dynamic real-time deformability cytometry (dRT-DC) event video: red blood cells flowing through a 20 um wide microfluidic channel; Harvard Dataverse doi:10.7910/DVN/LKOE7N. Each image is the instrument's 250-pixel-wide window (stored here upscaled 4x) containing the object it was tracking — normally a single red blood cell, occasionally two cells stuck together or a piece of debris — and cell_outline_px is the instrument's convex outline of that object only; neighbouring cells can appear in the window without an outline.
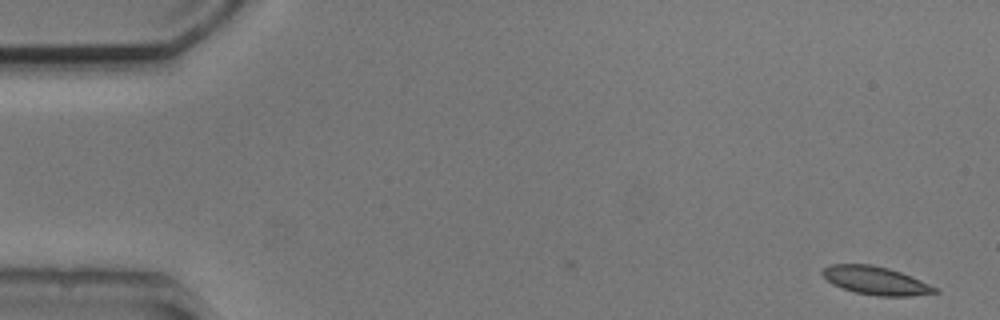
{"species": "common noctule bat (a hibernating species)", "species_latin": "Nyctalus noctula", "temperature_condition": "cold", "stored_images_in_passage": 10, "camera_frame_rate_fps": 3000, "um_per_image_px": 0.085, "animal": {"sex": "male", "body_mass_g": 20.5, "forearm_length_mm": 52.5}, "frame": {"image": 1, "passage_image": 1, "time_ms": 0.0, "image_size_px": [1000, 320], "cell_outline_px": [[940, 292], [912, 296], [876, 296], [856, 292], [832, 284], [820, 272], [824, 268], [832, 264], [872, 264], [888, 268], [912, 276], [940, 288]], "centroid_in_image_um": [74.5, 23.85], "position_along_channel_um": 10.5, "area_um2": 18.55}}
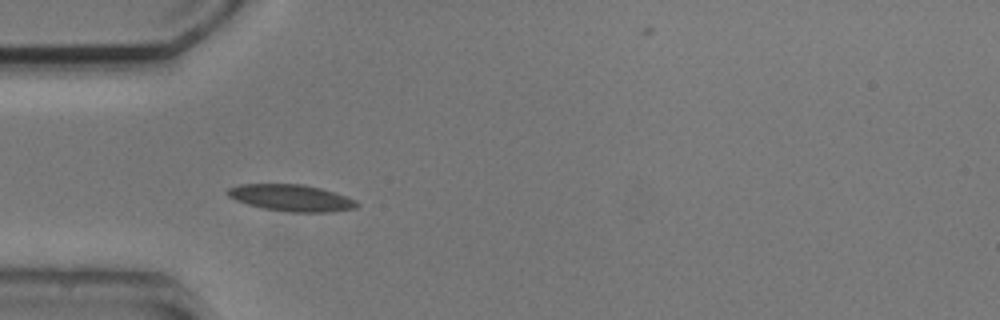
{"frame": {"image": 2, "passage_image": 5, "time_ms": 4.667, "image_size_px": [1000, 320], "cell_outline_px": [[360, 204], [356, 208], [328, 212], [288, 212], [264, 208], [248, 204], [236, 200], [228, 196], [224, 192], [228, 188], [240, 184], [304, 184], [320, 188], [356, 200]], "centroid_in_image_um": [24.73, 16.82], "position_along_channel_um": 60.3, "area_um2": 20.0}}